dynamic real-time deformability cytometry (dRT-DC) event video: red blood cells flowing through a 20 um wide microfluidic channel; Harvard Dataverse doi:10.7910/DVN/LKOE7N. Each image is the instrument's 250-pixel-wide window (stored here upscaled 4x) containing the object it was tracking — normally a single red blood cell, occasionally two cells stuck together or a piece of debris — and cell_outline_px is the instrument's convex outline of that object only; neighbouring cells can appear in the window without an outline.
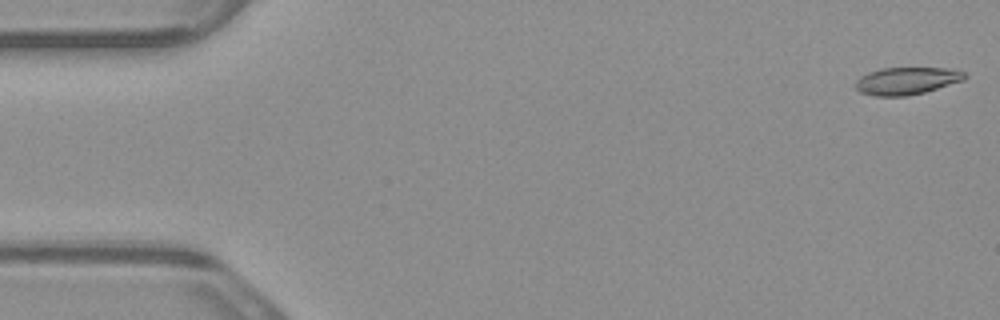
{"species": "common noctule bat (a hibernating species)", "species_latin": "Nyctalus noctula", "temperature_condition": "warm", "stored_images_in_passage": 5, "camera_frame_rate_fps": 3000, "um_per_image_px": 0.085, "animal": {"sex": "male", "body_mass_g": 23.1, "forearm_length_mm": 52.7}, "frame": {"image": 1, "passage_image": 1, "time_ms": 0.0, "image_size_px": [1000, 320], "cell_outline_px": [[968, 76], [964, 80], [924, 92], [904, 96], [876, 96], [860, 92], [856, 88], [856, 80], [860, 76], [868, 72], [880, 68], [948, 68], [964, 72]], "centroid_in_image_um": [77.06, 6.86], "position_along_channel_um": 7.9, "area_um2": 17.34}}
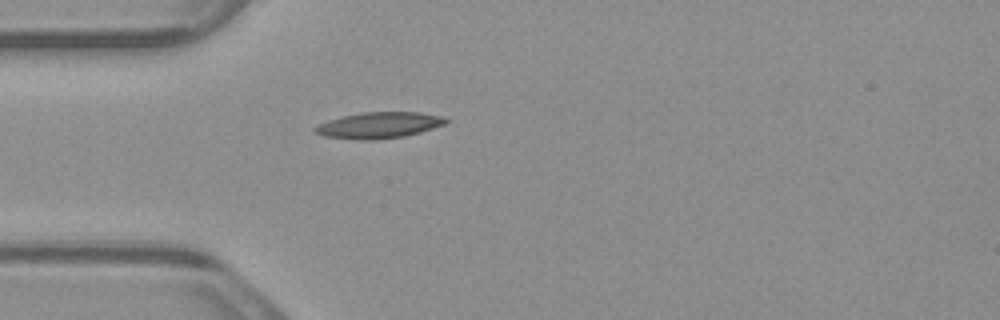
{"frame": {"image": 2, "passage_image": 5, "time_ms": 1.333, "image_size_px": [1000, 320], "cell_outline_px": [[448, 120], [444, 124], [420, 132], [404, 136], [376, 140], [356, 140], [324, 136], [312, 132], [312, 128], [328, 120], [360, 112], [420, 112], [444, 116]], "centroid_in_image_um": [32.18, 10.64], "position_along_channel_um": 52.8, "area_um2": 20.0}}